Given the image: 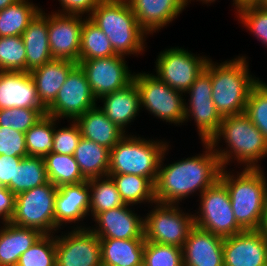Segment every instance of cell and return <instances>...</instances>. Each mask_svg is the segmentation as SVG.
<instances>
[{
  "label": "cell",
  "mask_w": 267,
  "mask_h": 266,
  "mask_svg": "<svg viewBox=\"0 0 267 266\" xmlns=\"http://www.w3.org/2000/svg\"><path fill=\"white\" fill-rule=\"evenodd\" d=\"M131 206L125 204L98 213L92 218L97 224L89 228L99 239H145L144 217L135 213Z\"/></svg>",
  "instance_id": "cell-17"
},
{
  "label": "cell",
  "mask_w": 267,
  "mask_h": 266,
  "mask_svg": "<svg viewBox=\"0 0 267 266\" xmlns=\"http://www.w3.org/2000/svg\"><path fill=\"white\" fill-rule=\"evenodd\" d=\"M138 24L149 35L170 24L188 7L187 0H127Z\"/></svg>",
  "instance_id": "cell-22"
},
{
  "label": "cell",
  "mask_w": 267,
  "mask_h": 266,
  "mask_svg": "<svg viewBox=\"0 0 267 266\" xmlns=\"http://www.w3.org/2000/svg\"><path fill=\"white\" fill-rule=\"evenodd\" d=\"M224 266H267V240L258 230L225 237Z\"/></svg>",
  "instance_id": "cell-18"
},
{
  "label": "cell",
  "mask_w": 267,
  "mask_h": 266,
  "mask_svg": "<svg viewBox=\"0 0 267 266\" xmlns=\"http://www.w3.org/2000/svg\"><path fill=\"white\" fill-rule=\"evenodd\" d=\"M90 209V189L88 180L77 183L64 185L57 189L55 198V233L67 226V224L76 223L70 226L73 228H88L78 225L83 222L85 217L89 216ZM64 225V226H63ZM62 226V227H61ZM76 226V227H75ZM86 226V227H85ZM58 230V231H57Z\"/></svg>",
  "instance_id": "cell-19"
},
{
  "label": "cell",
  "mask_w": 267,
  "mask_h": 266,
  "mask_svg": "<svg viewBox=\"0 0 267 266\" xmlns=\"http://www.w3.org/2000/svg\"><path fill=\"white\" fill-rule=\"evenodd\" d=\"M205 151L195 156L181 158L171 164H164L169 146L166 148L155 182L157 203L179 205L182 200L199 193L215 184L223 167L219 157L208 142H202ZM181 203H180V202Z\"/></svg>",
  "instance_id": "cell-1"
},
{
  "label": "cell",
  "mask_w": 267,
  "mask_h": 266,
  "mask_svg": "<svg viewBox=\"0 0 267 266\" xmlns=\"http://www.w3.org/2000/svg\"><path fill=\"white\" fill-rule=\"evenodd\" d=\"M16 266H56V235L43 234L20 256Z\"/></svg>",
  "instance_id": "cell-37"
},
{
  "label": "cell",
  "mask_w": 267,
  "mask_h": 266,
  "mask_svg": "<svg viewBox=\"0 0 267 266\" xmlns=\"http://www.w3.org/2000/svg\"><path fill=\"white\" fill-rule=\"evenodd\" d=\"M227 171L219 180L226 186L237 224L245 230H258L267 204V177L263 168Z\"/></svg>",
  "instance_id": "cell-3"
},
{
  "label": "cell",
  "mask_w": 267,
  "mask_h": 266,
  "mask_svg": "<svg viewBox=\"0 0 267 266\" xmlns=\"http://www.w3.org/2000/svg\"><path fill=\"white\" fill-rule=\"evenodd\" d=\"M221 139L226 144L224 149L219 146ZM208 143L223 168L237 160L240 167L258 169L261 168L258 162L267 157V139L245 113L224 117Z\"/></svg>",
  "instance_id": "cell-2"
},
{
  "label": "cell",
  "mask_w": 267,
  "mask_h": 266,
  "mask_svg": "<svg viewBox=\"0 0 267 266\" xmlns=\"http://www.w3.org/2000/svg\"><path fill=\"white\" fill-rule=\"evenodd\" d=\"M84 71L77 65L68 75L46 114L58 120L75 121L97 105Z\"/></svg>",
  "instance_id": "cell-13"
},
{
  "label": "cell",
  "mask_w": 267,
  "mask_h": 266,
  "mask_svg": "<svg viewBox=\"0 0 267 266\" xmlns=\"http://www.w3.org/2000/svg\"><path fill=\"white\" fill-rule=\"evenodd\" d=\"M253 4L257 7L267 8V0H255Z\"/></svg>",
  "instance_id": "cell-51"
},
{
  "label": "cell",
  "mask_w": 267,
  "mask_h": 266,
  "mask_svg": "<svg viewBox=\"0 0 267 266\" xmlns=\"http://www.w3.org/2000/svg\"><path fill=\"white\" fill-rule=\"evenodd\" d=\"M78 64L64 59H52L30 72L36 85L40 103L47 109L65 83L69 73Z\"/></svg>",
  "instance_id": "cell-24"
},
{
  "label": "cell",
  "mask_w": 267,
  "mask_h": 266,
  "mask_svg": "<svg viewBox=\"0 0 267 266\" xmlns=\"http://www.w3.org/2000/svg\"><path fill=\"white\" fill-rule=\"evenodd\" d=\"M57 187L50 181L16 195L10 222L19 227L34 228L42 234L55 235V198Z\"/></svg>",
  "instance_id": "cell-8"
},
{
  "label": "cell",
  "mask_w": 267,
  "mask_h": 266,
  "mask_svg": "<svg viewBox=\"0 0 267 266\" xmlns=\"http://www.w3.org/2000/svg\"><path fill=\"white\" fill-rule=\"evenodd\" d=\"M46 109L30 72L0 71V109Z\"/></svg>",
  "instance_id": "cell-20"
},
{
  "label": "cell",
  "mask_w": 267,
  "mask_h": 266,
  "mask_svg": "<svg viewBox=\"0 0 267 266\" xmlns=\"http://www.w3.org/2000/svg\"><path fill=\"white\" fill-rule=\"evenodd\" d=\"M48 182L42 157H23L14 173V195L39 187Z\"/></svg>",
  "instance_id": "cell-36"
},
{
  "label": "cell",
  "mask_w": 267,
  "mask_h": 266,
  "mask_svg": "<svg viewBox=\"0 0 267 266\" xmlns=\"http://www.w3.org/2000/svg\"><path fill=\"white\" fill-rule=\"evenodd\" d=\"M62 9L53 11L60 14L87 15L96 9L101 0H58Z\"/></svg>",
  "instance_id": "cell-45"
},
{
  "label": "cell",
  "mask_w": 267,
  "mask_h": 266,
  "mask_svg": "<svg viewBox=\"0 0 267 266\" xmlns=\"http://www.w3.org/2000/svg\"><path fill=\"white\" fill-rule=\"evenodd\" d=\"M155 65L156 76L169 87L185 92L205 68L209 57L198 56L182 47H170L160 51Z\"/></svg>",
  "instance_id": "cell-12"
},
{
  "label": "cell",
  "mask_w": 267,
  "mask_h": 266,
  "mask_svg": "<svg viewBox=\"0 0 267 266\" xmlns=\"http://www.w3.org/2000/svg\"><path fill=\"white\" fill-rule=\"evenodd\" d=\"M192 0H187V5H189V2L191 3ZM195 1V0H193ZM197 1H201L202 3L204 4H208V3H213V2H216V0H197Z\"/></svg>",
  "instance_id": "cell-52"
},
{
  "label": "cell",
  "mask_w": 267,
  "mask_h": 266,
  "mask_svg": "<svg viewBox=\"0 0 267 266\" xmlns=\"http://www.w3.org/2000/svg\"><path fill=\"white\" fill-rule=\"evenodd\" d=\"M98 101L102 102L103 106L99 105V108L105 115L127 134L128 124L134 122L141 110L140 93L135 82L132 81L125 88L104 95Z\"/></svg>",
  "instance_id": "cell-23"
},
{
  "label": "cell",
  "mask_w": 267,
  "mask_h": 266,
  "mask_svg": "<svg viewBox=\"0 0 267 266\" xmlns=\"http://www.w3.org/2000/svg\"><path fill=\"white\" fill-rule=\"evenodd\" d=\"M0 227V266H16L20 256L43 235L34 228L19 227L11 222Z\"/></svg>",
  "instance_id": "cell-27"
},
{
  "label": "cell",
  "mask_w": 267,
  "mask_h": 266,
  "mask_svg": "<svg viewBox=\"0 0 267 266\" xmlns=\"http://www.w3.org/2000/svg\"><path fill=\"white\" fill-rule=\"evenodd\" d=\"M31 0H17L0 11V37L22 36L42 7Z\"/></svg>",
  "instance_id": "cell-31"
},
{
  "label": "cell",
  "mask_w": 267,
  "mask_h": 266,
  "mask_svg": "<svg viewBox=\"0 0 267 266\" xmlns=\"http://www.w3.org/2000/svg\"><path fill=\"white\" fill-rule=\"evenodd\" d=\"M143 266H183L182 248L145 241Z\"/></svg>",
  "instance_id": "cell-41"
},
{
  "label": "cell",
  "mask_w": 267,
  "mask_h": 266,
  "mask_svg": "<svg viewBox=\"0 0 267 266\" xmlns=\"http://www.w3.org/2000/svg\"><path fill=\"white\" fill-rule=\"evenodd\" d=\"M223 241L195 226L182 247L183 266H224Z\"/></svg>",
  "instance_id": "cell-21"
},
{
  "label": "cell",
  "mask_w": 267,
  "mask_h": 266,
  "mask_svg": "<svg viewBox=\"0 0 267 266\" xmlns=\"http://www.w3.org/2000/svg\"><path fill=\"white\" fill-rule=\"evenodd\" d=\"M245 114L267 139V83L259 80L251 89Z\"/></svg>",
  "instance_id": "cell-40"
},
{
  "label": "cell",
  "mask_w": 267,
  "mask_h": 266,
  "mask_svg": "<svg viewBox=\"0 0 267 266\" xmlns=\"http://www.w3.org/2000/svg\"><path fill=\"white\" fill-rule=\"evenodd\" d=\"M108 175L115 182L125 204L136 206L148 203L152 207L156 202L155 184L149 178L131 174Z\"/></svg>",
  "instance_id": "cell-30"
},
{
  "label": "cell",
  "mask_w": 267,
  "mask_h": 266,
  "mask_svg": "<svg viewBox=\"0 0 267 266\" xmlns=\"http://www.w3.org/2000/svg\"><path fill=\"white\" fill-rule=\"evenodd\" d=\"M45 114L46 109H0V126L26 133Z\"/></svg>",
  "instance_id": "cell-42"
},
{
  "label": "cell",
  "mask_w": 267,
  "mask_h": 266,
  "mask_svg": "<svg viewBox=\"0 0 267 266\" xmlns=\"http://www.w3.org/2000/svg\"><path fill=\"white\" fill-rule=\"evenodd\" d=\"M199 197L200 206L196 214L193 213L196 227L223 238L244 231L237 224L228 190L220 180Z\"/></svg>",
  "instance_id": "cell-10"
},
{
  "label": "cell",
  "mask_w": 267,
  "mask_h": 266,
  "mask_svg": "<svg viewBox=\"0 0 267 266\" xmlns=\"http://www.w3.org/2000/svg\"><path fill=\"white\" fill-rule=\"evenodd\" d=\"M73 156L86 180L108 176L110 150L106 147L81 137Z\"/></svg>",
  "instance_id": "cell-29"
},
{
  "label": "cell",
  "mask_w": 267,
  "mask_h": 266,
  "mask_svg": "<svg viewBox=\"0 0 267 266\" xmlns=\"http://www.w3.org/2000/svg\"><path fill=\"white\" fill-rule=\"evenodd\" d=\"M90 189L89 216L125 205L113 179L108 176L88 180Z\"/></svg>",
  "instance_id": "cell-34"
},
{
  "label": "cell",
  "mask_w": 267,
  "mask_h": 266,
  "mask_svg": "<svg viewBox=\"0 0 267 266\" xmlns=\"http://www.w3.org/2000/svg\"><path fill=\"white\" fill-rule=\"evenodd\" d=\"M59 121L45 114L25 133L28 156L44 158L52 151L54 128Z\"/></svg>",
  "instance_id": "cell-35"
},
{
  "label": "cell",
  "mask_w": 267,
  "mask_h": 266,
  "mask_svg": "<svg viewBox=\"0 0 267 266\" xmlns=\"http://www.w3.org/2000/svg\"><path fill=\"white\" fill-rule=\"evenodd\" d=\"M167 141L126 134L111 150L108 174H131L149 178L154 184Z\"/></svg>",
  "instance_id": "cell-6"
},
{
  "label": "cell",
  "mask_w": 267,
  "mask_h": 266,
  "mask_svg": "<svg viewBox=\"0 0 267 266\" xmlns=\"http://www.w3.org/2000/svg\"><path fill=\"white\" fill-rule=\"evenodd\" d=\"M26 157L25 133L0 126V155Z\"/></svg>",
  "instance_id": "cell-44"
},
{
  "label": "cell",
  "mask_w": 267,
  "mask_h": 266,
  "mask_svg": "<svg viewBox=\"0 0 267 266\" xmlns=\"http://www.w3.org/2000/svg\"><path fill=\"white\" fill-rule=\"evenodd\" d=\"M82 15L48 13V37L53 59H64L78 64Z\"/></svg>",
  "instance_id": "cell-16"
},
{
  "label": "cell",
  "mask_w": 267,
  "mask_h": 266,
  "mask_svg": "<svg viewBox=\"0 0 267 266\" xmlns=\"http://www.w3.org/2000/svg\"><path fill=\"white\" fill-rule=\"evenodd\" d=\"M23 157L0 155V185L7 187L14 194L15 166H18Z\"/></svg>",
  "instance_id": "cell-46"
},
{
  "label": "cell",
  "mask_w": 267,
  "mask_h": 266,
  "mask_svg": "<svg viewBox=\"0 0 267 266\" xmlns=\"http://www.w3.org/2000/svg\"><path fill=\"white\" fill-rule=\"evenodd\" d=\"M102 266H143L145 239H99Z\"/></svg>",
  "instance_id": "cell-28"
},
{
  "label": "cell",
  "mask_w": 267,
  "mask_h": 266,
  "mask_svg": "<svg viewBox=\"0 0 267 266\" xmlns=\"http://www.w3.org/2000/svg\"><path fill=\"white\" fill-rule=\"evenodd\" d=\"M125 56L114 55L103 58L79 60L90 89L97 100L104 95L125 88L133 81L134 72L129 70Z\"/></svg>",
  "instance_id": "cell-14"
},
{
  "label": "cell",
  "mask_w": 267,
  "mask_h": 266,
  "mask_svg": "<svg viewBox=\"0 0 267 266\" xmlns=\"http://www.w3.org/2000/svg\"><path fill=\"white\" fill-rule=\"evenodd\" d=\"M0 71L26 72L22 36L0 37Z\"/></svg>",
  "instance_id": "cell-38"
},
{
  "label": "cell",
  "mask_w": 267,
  "mask_h": 266,
  "mask_svg": "<svg viewBox=\"0 0 267 266\" xmlns=\"http://www.w3.org/2000/svg\"><path fill=\"white\" fill-rule=\"evenodd\" d=\"M211 58L197 76L192 86L185 92L189 94L185 99L184 122L194 120L201 142H208L218 131L222 117L218 113L212 100Z\"/></svg>",
  "instance_id": "cell-11"
},
{
  "label": "cell",
  "mask_w": 267,
  "mask_h": 266,
  "mask_svg": "<svg viewBox=\"0 0 267 266\" xmlns=\"http://www.w3.org/2000/svg\"><path fill=\"white\" fill-rule=\"evenodd\" d=\"M26 50V72L53 59L48 37V13L42 9L22 34Z\"/></svg>",
  "instance_id": "cell-25"
},
{
  "label": "cell",
  "mask_w": 267,
  "mask_h": 266,
  "mask_svg": "<svg viewBox=\"0 0 267 266\" xmlns=\"http://www.w3.org/2000/svg\"><path fill=\"white\" fill-rule=\"evenodd\" d=\"M133 81L140 93V108L149 114L176 126L183 125L185 117V95L169 87L155 74L134 72ZM181 123V124H180Z\"/></svg>",
  "instance_id": "cell-7"
},
{
  "label": "cell",
  "mask_w": 267,
  "mask_h": 266,
  "mask_svg": "<svg viewBox=\"0 0 267 266\" xmlns=\"http://www.w3.org/2000/svg\"><path fill=\"white\" fill-rule=\"evenodd\" d=\"M238 21L267 48V8L245 3L237 7Z\"/></svg>",
  "instance_id": "cell-39"
},
{
  "label": "cell",
  "mask_w": 267,
  "mask_h": 266,
  "mask_svg": "<svg viewBox=\"0 0 267 266\" xmlns=\"http://www.w3.org/2000/svg\"><path fill=\"white\" fill-rule=\"evenodd\" d=\"M247 58L239 55L220 64L211 59L212 100L222 118L245 113L250 91L260 80L250 73Z\"/></svg>",
  "instance_id": "cell-5"
},
{
  "label": "cell",
  "mask_w": 267,
  "mask_h": 266,
  "mask_svg": "<svg viewBox=\"0 0 267 266\" xmlns=\"http://www.w3.org/2000/svg\"><path fill=\"white\" fill-rule=\"evenodd\" d=\"M258 231L264 236L267 240V204L263 212L262 220L259 226Z\"/></svg>",
  "instance_id": "cell-48"
},
{
  "label": "cell",
  "mask_w": 267,
  "mask_h": 266,
  "mask_svg": "<svg viewBox=\"0 0 267 266\" xmlns=\"http://www.w3.org/2000/svg\"><path fill=\"white\" fill-rule=\"evenodd\" d=\"M153 205L144 216L145 241L182 248L195 227L193 214L186 213L179 205L157 202Z\"/></svg>",
  "instance_id": "cell-9"
},
{
  "label": "cell",
  "mask_w": 267,
  "mask_h": 266,
  "mask_svg": "<svg viewBox=\"0 0 267 266\" xmlns=\"http://www.w3.org/2000/svg\"><path fill=\"white\" fill-rule=\"evenodd\" d=\"M89 18L107 36L116 54L138 57L145 51L148 34L127 0H101Z\"/></svg>",
  "instance_id": "cell-4"
},
{
  "label": "cell",
  "mask_w": 267,
  "mask_h": 266,
  "mask_svg": "<svg viewBox=\"0 0 267 266\" xmlns=\"http://www.w3.org/2000/svg\"><path fill=\"white\" fill-rule=\"evenodd\" d=\"M75 122L80 128L82 137L92 140L109 150L126 135L97 105L79 116Z\"/></svg>",
  "instance_id": "cell-26"
},
{
  "label": "cell",
  "mask_w": 267,
  "mask_h": 266,
  "mask_svg": "<svg viewBox=\"0 0 267 266\" xmlns=\"http://www.w3.org/2000/svg\"><path fill=\"white\" fill-rule=\"evenodd\" d=\"M16 196L5 186L0 185V223L10 222L15 210Z\"/></svg>",
  "instance_id": "cell-47"
},
{
  "label": "cell",
  "mask_w": 267,
  "mask_h": 266,
  "mask_svg": "<svg viewBox=\"0 0 267 266\" xmlns=\"http://www.w3.org/2000/svg\"><path fill=\"white\" fill-rule=\"evenodd\" d=\"M81 29L79 60L117 55L103 31L84 15Z\"/></svg>",
  "instance_id": "cell-33"
},
{
  "label": "cell",
  "mask_w": 267,
  "mask_h": 266,
  "mask_svg": "<svg viewBox=\"0 0 267 266\" xmlns=\"http://www.w3.org/2000/svg\"><path fill=\"white\" fill-rule=\"evenodd\" d=\"M55 125L53 135V148L51 152L73 155L74 151L81 139V131L78 124L75 121L70 122V126L59 127Z\"/></svg>",
  "instance_id": "cell-43"
},
{
  "label": "cell",
  "mask_w": 267,
  "mask_h": 266,
  "mask_svg": "<svg viewBox=\"0 0 267 266\" xmlns=\"http://www.w3.org/2000/svg\"><path fill=\"white\" fill-rule=\"evenodd\" d=\"M43 159L47 179L57 188L86 181L73 155L50 152Z\"/></svg>",
  "instance_id": "cell-32"
},
{
  "label": "cell",
  "mask_w": 267,
  "mask_h": 266,
  "mask_svg": "<svg viewBox=\"0 0 267 266\" xmlns=\"http://www.w3.org/2000/svg\"><path fill=\"white\" fill-rule=\"evenodd\" d=\"M17 0H0V11L15 3Z\"/></svg>",
  "instance_id": "cell-49"
},
{
  "label": "cell",
  "mask_w": 267,
  "mask_h": 266,
  "mask_svg": "<svg viewBox=\"0 0 267 266\" xmlns=\"http://www.w3.org/2000/svg\"><path fill=\"white\" fill-rule=\"evenodd\" d=\"M255 0H233L234 9L245 3H253Z\"/></svg>",
  "instance_id": "cell-50"
},
{
  "label": "cell",
  "mask_w": 267,
  "mask_h": 266,
  "mask_svg": "<svg viewBox=\"0 0 267 266\" xmlns=\"http://www.w3.org/2000/svg\"><path fill=\"white\" fill-rule=\"evenodd\" d=\"M70 229L56 234V266H102L101 243L95 233L89 227Z\"/></svg>",
  "instance_id": "cell-15"
}]
</instances>
